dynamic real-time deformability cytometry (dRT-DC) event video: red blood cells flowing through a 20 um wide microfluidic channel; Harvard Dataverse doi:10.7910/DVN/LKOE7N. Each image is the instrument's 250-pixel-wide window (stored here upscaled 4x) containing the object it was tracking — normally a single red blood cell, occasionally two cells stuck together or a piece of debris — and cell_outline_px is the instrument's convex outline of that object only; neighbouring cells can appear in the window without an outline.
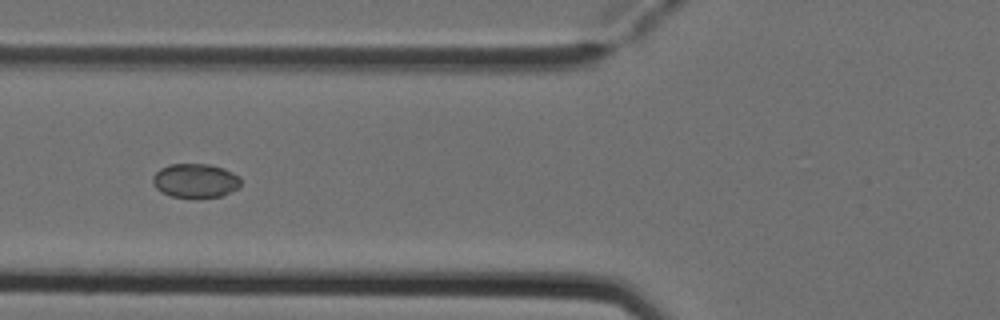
{"species": "Egyptian fruit bat (a non-hibernating species)", "species_latin": "Rousettus aegyptiacus", "temperature_condition": "cold", "stored_images_in_passage": 6, "camera_frame_rate_fps": 3000, "um_per_image_px": 0.085, "animal": {"sex": "female"}, "frame": {"image": 1, "passage_image": 4, "time_ms": 1.0, "image_size_px": [1000, 320], "cell_outline_px": [[240, 188], [220, 196], [172, 196], [160, 192], [152, 184], [152, 176], [160, 168], [168, 164], [208, 164], [224, 168], [240, 176]], "centroid_in_image_um": [16.59, 15.33], "position_along_channel_um": 109.2, "area_um2": 17.4}}
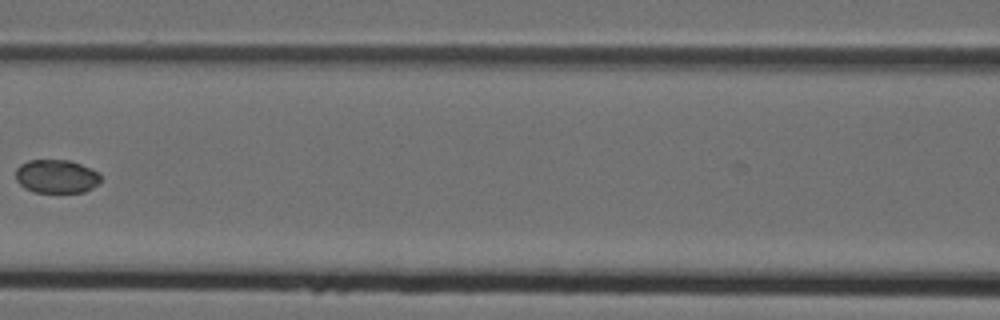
{"frame": {"image": 2, "passage_image": 5, "time_ms": 1.333, "image_size_px": [1000, 320], "cell_outline_px": [[100, 184], [84, 192], [36, 192], [24, 188], [16, 180], [16, 168], [20, 164], [28, 160], [68, 160], [80, 164], [96, 172], [100, 176]], "centroid_in_image_um": [4.77, 14.99], "position_along_channel_um": 161.8, "area_um2": 16.53}}